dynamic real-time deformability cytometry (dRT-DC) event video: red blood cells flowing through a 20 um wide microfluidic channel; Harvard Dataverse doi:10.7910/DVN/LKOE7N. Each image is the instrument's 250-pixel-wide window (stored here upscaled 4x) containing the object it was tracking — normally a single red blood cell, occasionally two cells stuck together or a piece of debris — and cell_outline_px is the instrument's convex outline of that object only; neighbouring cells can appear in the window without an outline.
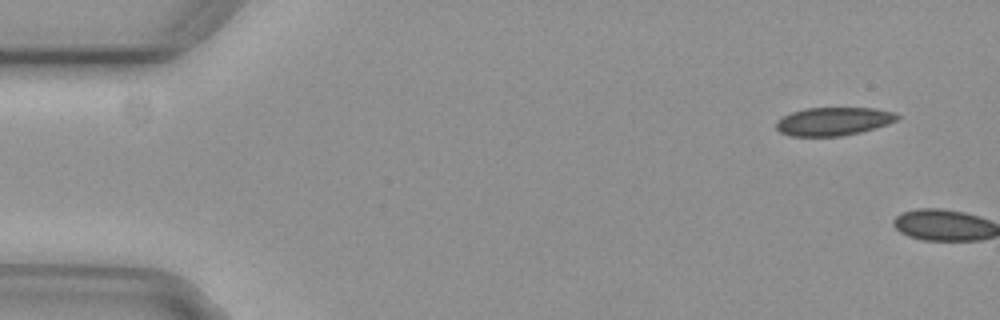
{"species": "common noctule bat (a hibernating species)", "species_latin": "Nyctalus noctula", "temperature_condition": "cold", "stored_images_in_passage": 2, "camera_frame_rate_fps": 3000, "um_per_image_px": 0.085, "animal": {"sex": "female", "body_mass_g": 29.2, "forearm_length_mm": 56.3}, "frame": {"image": 1, "passage_image": 1, "time_ms": 0.0, "image_size_px": [1000, 320], "cell_outline_px": [[900, 116], [896, 120], [888, 124], [876, 128], [844, 136], [788, 136], [780, 132], [776, 128], [776, 120], [792, 112], [808, 108], [876, 108], [896, 112]], "centroid_in_image_um": [70.86, 10.32], "position_along_channel_um": 14.1, "area_um2": 20.06}}